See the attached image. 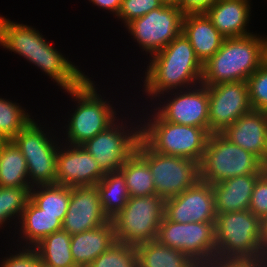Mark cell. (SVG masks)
Wrapping results in <instances>:
<instances>
[{"label":"cell","instance_id":"8fae6325","mask_svg":"<svg viewBox=\"0 0 267 267\" xmlns=\"http://www.w3.org/2000/svg\"><path fill=\"white\" fill-rule=\"evenodd\" d=\"M183 16L184 13L177 4L164 3L125 26L143 51L153 55L164 49L182 32Z\"/></svg>","mask_w":267,"mask_h":267},{"label":"cell","instance_id":"603a6c76","mask_svg":"<svg viewBox=\"0 0 267 267\" xmlns=\"http://www.w3.org/2000/svg\"><path fill=\"white\" fill-rule=\"evenodd\" d=\"M116 242L112 221L92 230L71 235V254L77 267L89 266Z\"/></svg>","mask_w":267,"mask_h":267},{"label":"cell","instance_id":"b9f144b4","mask_svg":"<svg viewBox=\"0 0 267 267\" xmlns=\"http://www.w3.org/2000/svg\"><path fill=\"white\" fill-rule=\"evenodd\" d=\"M261 247L264 255L267 256V215L261 218Z\"/></svg>","mask_w":267,"mask_h":267},{"label":"cell","instance_id":"60d3db41","mask_svg":"<svg viewBox=\"0 0 267 267\" xmlns=\"http://www.w3.org/2000/svg\"><path fill=\"white\" fill-rule=\"evenodd\" d=\"M91 1L95 6L102 7L103 9L110 10V12L117 14L120 11L121 2L122 0H89Z\"/></svg>","mask_w":267,"mask_h":267},{"label":"cell","instance_id":"f1b7e54d","mask_svg":"<svg viewBox=\"0 0 267 267\" xmlns=\"http://www.w3.org/2000/svg\"><path fill=\"white\" fill-rule=\"evenodd\" d=\"M0 187H32L26 160L12 140L4 144L0 153Z\"/></svg>","mask_w":267,"mask_h":267},{"label":"cell","instance_id":"7c38bea8","mask_svg":"<svg viewBox=\"0 0 267 267\" xmlns=\"http://www.w3.org/2000/svg\"><path fill=\"white\" fill-rule=\"evenodd\" d=\"M117 122L110 125L105 131L98 133L81 146L85 148L98 162L100 169L105 173L120 170L124 162L135 152L140 140V128L132 130ZM116 125V126H115ZM130 130V131H129Z\"/></svg>","mask_w":267,"mask_h":267},{"label":"cell","instance_id":"3957f363","mask_svg":"<svg viewBox=\"0 0 267 267\" xmlns=\"http://www.w3.org/2000/svg\"><path fill=\"white\" fill-rule=\"evenodd\" d=\"M140 127V138L155 152L201 162L209 133L199 127L165 121L157 111Z\"/></svg>","mask_w":267,"mask_h":267},{"label":"cell","instance_id":"7bdbcfd3","mask_svg":"<svg viewBox=\"0 0 267 267\" xmlns=\"http://www.w3.org/2000/svg\"><path fill=\"white\" fill-rule=\"evenodd\" d=\"M261 55L262 65L267 67V37L265 39L261 37Z\"/></svg>","mask_w":267,"mask_h":267},{"label":"cell","instance_id":"7a4b0ae2","mask_svg":"<svg viewBox=\"0 0 267 267\" xmlns=\"http://www.w3.org/2000/svg\"><path fill=\"white\" fill-rule=\"evenodd\" d=\"M261 65L259 35L225 38L221 48L203 64L201 84L247 81Z\"/></svg>","mask_w":267,"mask_h":267},{"label":"cell","instance_id":"4dcf8cb0","mask_svg":"<svg viewBox=\"0 0 267 267\" xmlns=\"http://www.w3.org/2000/svg\"><path fill=\"white\" fill-rule=\"evenodd\" d=\"M70 198L71 187L57 184L35 185L29 191V199L50 215H66Z\"/></svg>","mask_w":267,"mask_h":267},{"label":"cell","instance_id":"74e56055","mask_svg":"<svg viewBox=\"0 0 267 267\" xmlns=\"http://www.w3.org/2000/svg\"><path fill=\"white\" fill-rule=\"evenodd\" d=\"M25 250H24V249ZM15 255L3 259L1 267H43L37 251L31 247H23Z\"/></svg>","mask_w":267,"mask_h":267},{"label":"cell","instance_id":"9a60e30c","mask_svg":"<svg viewBox=\"0 0 267 267\" xmlns=\"http://www.w3.org/2000/svg\"><path fill=\"white\" fill-rule=\"evenodd\" d=\"M197 87L175 91L174 97L155 110L165 121L203 128L209 133L208 88L203 84Z\"/></svg>","mask_w":267,"mask_h":267},{"label":"cell","instance_id":"cb8c5ba5","mask_svg":"<svg viewBox=\"0 0 267 267\" xmlns=\"http://www.w3.org/2000/svg\"><path fill=\"white\" fill-rule=\"evenodd\" d=\"M0 45L35 64L39 54V31L0 16Z\"/></svg>","mask_w":267,"mask_h":267},{"label":"cell","instance_id":"f35d334b","mask_svg":"<svg viewBox=\"0 0 267 267\" xmlns=\"http://www.w3.org/2000/svg\"><path fill=\"white\" fill-rule=\"evenodd\" d=\"M208 267H267V256L214 259Z\"/></svg>","mask_w":267,"mask_h":267},{"label":"cell","instance_id":"277c9868","mask_svg":"<svg viewBox=\"0 0 267 267\" xmlns=\"http://www.w3.org/2000/svg\"><path fill=\"white\" fill-rule=\"evenodd\" d=\"M265 164L254 154L235 145L221 133L210 134L199 163L201 181L217 184L246 174H263Z\"/></svg>","mask_w":267,"mask_h":267},{"label":"cell","instance_id":"e575fe53","mask_svg":"<svg viewBox=\"0 0 267 267\" xmlns=\"http://www.w3.org/2000/svg\"><path fill=\"white\" fill-rule=\"evenodd\" d=\"M247 84L252 109L267 112V67L261 65L248 78Z\"/></svg>","mask_w":267,"mask_h":267},{"label":"cell","instance_id":"2e32d148","mask_svg":"<svg viewBox=\"0 0 267 267\" xmlns=\"http://www.w3.org/2000/svg\"><path fill=\"white\" fill-rule=\"evenodd\" d=\"M96 186L71 187V198L62 229L70 235L92 230L109 222Z\"/></svg>","mask_w":267,"mask_h":267},{"label":"cell","instance_id":"6da1fadb","mask_svg":"<svg viewBox=\"0 0 267 267\" xmlns=\"http://www.w3.org/2000/svg\"><path fill=\"white\" fill-rule=\"evenodd\" d=\"M149 67V68H148ZM203 64L196 57L188 38L181 32L164 49L151 55L145 72L144 88L158 99L164 92L201 84ZM191 85V86H190ZM169 90V91H168Z\"/></svg>","mask_w":267,"mask_h":267},{"label":"cell","instance_id":"4fadbf2b","mask_svg":"<svg viewBox=\"0 0 267 267\" xmlns=\"http://www.w3.org/2000/svg\"><path fill=\"white\" fill-rule=\"evenodd\" d=\"M209 95V134L222 133L253 109L247 81L206 85Z\"/></svg>","mask_w":267,"mask_h":267},{"label":"cell","instance_id":"ac0fdd59","mask_svg":"<svg viewBox=\"0 0 267 267\" xmlns=\"http://www.w3.org/2000/svg\"><path fill=\"white\" fill-rule=\"evenodd\" d=\"M221 134L267 165V112L252 110L239 117Z\"/></svg>","mask_w":267,"mask_h":267},{"label":"cell","instance_id":"836d02e7","mask_svg":"<svg viewBox=\"0 0 267 267\" xmlns=\"http://www.w3.org/2000/svg\"><path fill=\"white\" fill-rule=\"evenodd\" d=\"M32 187H0V227L8 220L20 219ZM16 215V216H15Z\"/></svg>","mask_w":267,"mask_h":267},{"label":"cell","instance_id":"ba28073f","mask_svg":"<svg viewBox=\"0 0 267 267\" xmlns=\"http://www.w3.org/2000/svg\"><path fill=\"white\" fill-rule=\"evenodd\" d=\"M135 152L149 165L156 195L168 199L192 187L199 179V164L187 158L153 151L141 138Z\"/></svg>","mask_w":267,"mask_h":267},{"label":"cell","instance_id":"d6a6232c","mask_svg":"<svg viewBox=\"0 0 267 267\" xmlns=\"http://www.w3.org/2000/svg\"><path fill=\"white\" fill-rule=\"evenodd\" d=\"M89 267H138V255L134 245L116 241L100 254Z\"/></svg>","mask_w":267,"mask_h":267},{"label":"cell","instance_id":"30bf717a","mask_svg":"<svg viewBox=\"0 0 267 267\" xmlns=\"http://www.w3.org/2000/svg\"><path fill=\"white\" fill-rule=\"evenodd\" d=\"M12 141L23 154L31 186L56 183L58 144L32 119ZM58 146V147H57Z\"/></svg>","mask_w":267,"mask_h":267},{"label":"cell","instance_id":"ab89813d","mask_svg":"<svg viewBox=\"0 0 267 267\" xmlns=\"http://www.w3.org/2000/svg\"><path fill=\"white\" fill-rule=\"evenodd\" d=\"M217 0H181L177 6L185 14L205 13Z\"/></svg>","mask_w":267,"mask_h":267},{"label":"cell","instance_id":"52a82bcc","mask_svg":"<svg viewBox=\"0 0 267 267\" xmlns=\"http://www.w3.org/2000/svg\"><path fill=\"white\" fill-rule=\"evenodd\" d=\"M164 202L156 194L130 197L125 207L111 219L116 241L137 246L156 240L164 217Z\"/></svg>","mask_w":267,"mask_h":267},{"label":"cell","instance_id":"9c48e42d","mask_svg":"<svg viewBox=\"0 0 267 267\" xmlns=\"http://www.w3.org/2000/svg\"><path fill=\"white\" fill-rule=\"evenodd\" d=\"M156 240L184 252L199 267H208L215 259V223H178L164 216Z\"/></svg>","mask_w":267,"mask_h":267},{"label":"cell","instance_id":"5b68a950","mask_svg":"<svg viewBox=\"0 0 267 267\" xmlns=\"http://www.w3.org/2000/svg\"><path fill=\"white\" fill-rule=\"evenodd\" d=\"M260 224L261 219L250 210L217 214L215 259L264 256Z\"/></svg>","mask_w":267,"mask_h":267},{"label":"cell","instance_id":"83f0119b","mask_svg":"<svg viewBox=\"0 0 267 267\" xmlns=\"http://www.w3.org/2000/svg\"><path fill=\"white\" fill-rule=\"evenodd\" d=\"M95 186L102 209L110 220L125 207L131 197L120 170L105 174Z\"/></svg>","mask_w":267,"mask_h":267},{"label":"cell","instance_id":"5bb4252c","mask_svg":"<svg viewBox=\"0 0 267 267\" xmlns=\"http://www.w3.org/2000/svg\"><path fill=\"white\" fill-rule=\"evenodd\" d=\"M164 216L173 222H216L211 184L200 179L181 194L165 199Z\"/></svg>","mask_w":267,"mask_h":267},{"label":"cell","instance_id":"484cf974","mask_svg":"<svg viewBox=\"0 0 267 267\" xmlns=\"http://www.w3.org/2000/svg\"><path fill=\"white\" fill-rule=\"evenodd\" d=\"M138 267H199L184 252L160 244L157 240L135 246Z\"/></svg>","mask_w":267,"mask_h":267},{"label":"cell","instance_id":"7402d4cb","mask_svg":"<svg viewBox=\"0 0 267 267\" xmlns=\"http://www.w3.org/2000/svg\"><path fill=\"white\" fill-rule=\"evenodd\" d=\"M262 174H246L211 184L216 214L248 210L255 182Z\"/></svg>","mask_w":267,"mask_h":267},{"label":"cell","instance_id":"44dd1931","mask_svg":"<svg viewBox=\"0 0 267 267\" xmlns=\"http://www.w3.org/2000/svg\"><path fill=\"white\" fill-rule=\"evenodd\" d=\"M40 34L38 61L35 66H38L45 74L54 79L64 90L78 87L87 78V75L82 73L72 62L68 61L65 56L63 57Z\"/></svg>","mask_w":267,"mask_h":267},{"label":"cell","instance_id":"f6af8a7d","mask_svg":"<svg viewBox=\"0 0 267 267\" xmlns=\"http://www.w3.org/2000/svg\"><path fill=\"white\" fill-rule=\"evenodd\" d=\"M163 1L168 4H178L181 0H163Z\"/></svg>","mask_w":267,"mask_h":267},{"label":"cell","instance_id":"e0dca14e","mask_svg":"<svg viewBox=\"0 0 267 267\" xmlns=\"http://www.w3.org/2000/svg\"><path fill=\"white\" fill-rule=\"evenodd\" d=\"M65 148H58L55 184L68 187L96 185L105 173L94 157L81 145Z\"/></svg>","mask_w":267,"mask_h":267},{"label":"cell","instance_id":"8992f818","mask_svg":"<svg viewBox=\"0 0 267 267\" xmlns=\"http://www.w3.org/2000/svg\"><path fill=\"white\" fill-rule=\"evenodd\" d=\"M78 103V107L68 121V144L82 145L98 133L105 131L118 119L109 101L97 94L96 87L87 77L78 87L65 90ZM101 97V98H100Z\"/></svg>","mask_w":267,"mask_h":267},{"label":"cell","instance_id":"ee69618b","mask_svg":"<svg viewBox=\"0 0 267 267\" xmlns=\"http://www.w3.org/2000/svg\"><path fill=\"white\" fill-rule=\"evenodd\" d=\"M7 141H8V140H6V139L0 137V153H1V151H2V148H3L4 144H5Z\"/></svg>","mask_w":267,"mask_h":267},{"label":"cell","instance_id":"bcb514c9","mask_svg":"<svg viewBox=\"0 0 267 267\" xmlns=\"http://www.w3.org/2000/svg\"><path fill=\"white\" fill-rule=\"evenodd\" d=\"M264 174L267 176V165H265Z\"/></svg>","mask_w":267,"mask_h":267},{"label":"cell","instance_id":"4316f807","mask_svg":"<svg viewBox=\"0 0 267 267\" xmlns=\"http://www.w3.org/2000/svg\"><path fill=\"white\" fill-rule=\"evenodd\" d=\"M70 247L71 235L62 229L46 236L33 248L43 267H77Z\"/></svg>","mask_w":267,"mask_h":267},{"label":"cell","instance_id":"d6986e66","mask_svg":"<svg viewBox=\"0 0 267 267\" xmlns=\"http://www.w3.org/2000/svg\"><path fill=\"white\" fill-rule=\"evenodd\" d=\"M250 11L249 0H217L205 14L224 38H234L252 34L246 29Z\"/></svg>","mask_w":267,"mask_h":267},{"label":"cell","instance_id":"ffe728a7","mask_svg":"<svg viewBox=\"0 0 267 267\" xmlns=\"http://www.w3.org/2000/svg\"><path fill=\"white\" fill-rule=\"evenodd\" d=\"M182 32L190 41L196 57L202 64L221 48L225 39L205 13L185 14L182 20Z\"/></svg>","mask_w":267,"mask_h":267},{"label":"cell","instance_id":"f546056e","mask_svg":"<svg viewBox=\"0 0 267 267\" xmlns=\"http://www.w3.org/2000/svg\"><path fill=\"white\" fill-rule=\"evenodd\" d=\"M131 197L156 194L149 165L134 152L120 168Z\"/></svg>","mask_w":267,"mask_h":267},{"label":"cell","instance_id":"d4e9b609","mask_svg":"<svg viewBox=\"0 0 267 267\" xmlns=\"http://www.w3.org/2000/svg\"><path fill=\"white\" fill-rule=\"evenodd\" d=\"M65 216L44 213V210L38 208L29 199L19 220L22 225L20 230L23 233L21 237L25 238L26 240H23L28 244L25 247L33 248L46 236L62 230V222Z\"/></svg>","mask_w":267,"mask_h":267},{"label":"cell","instance_id":"d590c367","mask_svg":"<svg viewBox=\"0 0 267 267\" xmlns=\"http://www.w3.org/2000/svg\"><path fill=\"white\" fill-rule=\"evenodd\" d=\"M164 3L163 0H122L117 17L128 24L132 20L161 7Z\"/></svg>","mask_w":267,"mask_h":267},{"label":"cell","instance_id":"1f68e13d","mask_svg":"<svg viewBox=\"0 0 267 267\" xmlns=\"http://www.w3.org/2000/svg\"><path fill=\"white\" fill-rule=\"evenodd\" d=\"M17 103L0 98V137L12 140L32 119Z\"/></svg>","mask_w":267,"mask_h":267},{"label":"cell","instance_id":"8d00e7d4","mask_svg":"<svg viewBox=\"0 0 267 267\" xmlns=\"http://www.w3.org/2000/svg\"><path fill=\"white\" fill-rule=\"evenodd\" d=\"M248 210L260 219L267 215V176L264 173L255 182Z\"/></svg>","mask_w":267,"mask_h":267}]
</instances>
